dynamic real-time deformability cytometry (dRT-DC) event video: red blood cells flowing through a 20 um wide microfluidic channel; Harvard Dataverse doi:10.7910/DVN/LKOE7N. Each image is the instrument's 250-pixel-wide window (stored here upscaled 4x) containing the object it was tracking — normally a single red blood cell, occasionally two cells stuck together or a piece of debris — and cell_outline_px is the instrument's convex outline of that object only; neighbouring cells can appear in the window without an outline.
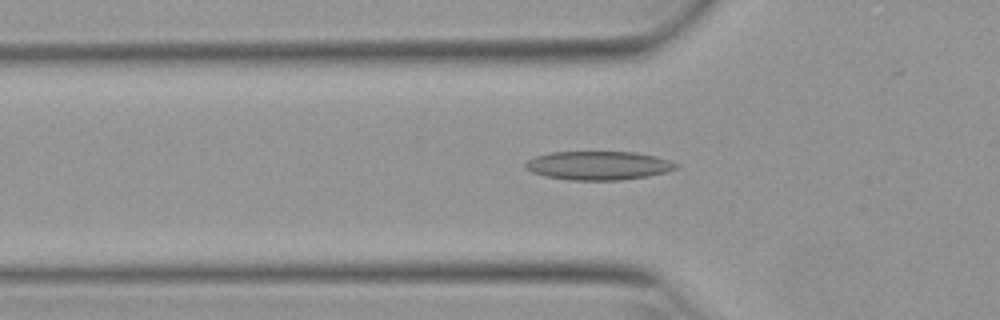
{"species": "Egyptian fruit bat (a non-hibernating species)", "species_latin": "Rousettus aegyptiacus", "temperature_condition": "warm", "stored_images_in_passage": 40, "camera_frame_rate_fps": 3000, "um_per_image_px": 0.085, "animal": {"sex": "female"}, "frame": {"image": 1, "passage_image": 6, "time_ms": 1.667, "image_size_px": [1000, 320], "cell_outline_px": [[680, 168], [668, 172], [648, 176], [620, 180], [568, 180], [544, 176], [532, 172], [524, 168], [524, 164], [528, 160], [536, 156], [552, 152], [636, 152], [656, 156], [680, 164]], "centroid_in_image_um": [50.9, 14.07], "position_along_channel_um": 74.9, "area_um2": 25.43}}
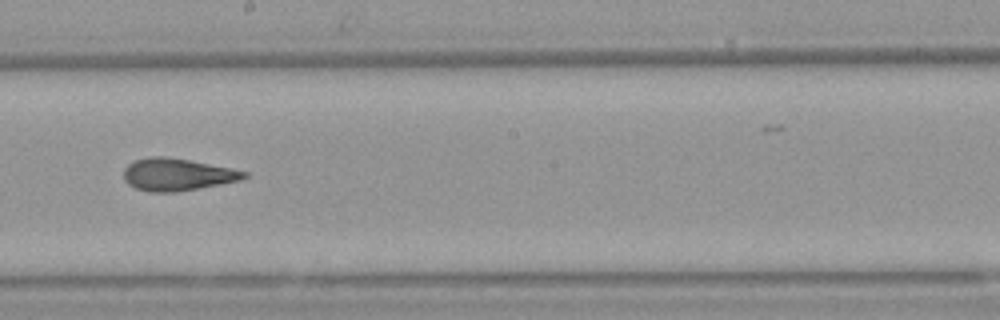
{"frame": {"image": 2, "passage_image": 18, "time_ms": 5.667, "image_size_px": [1000, 320], "cell_outline_px": [[248, 176], [240, 180], [200, 188], [176, 192], [148, 192], [136, 188], [128, 184], [124, 180], [124, 168], [132, 160], [152, 156], [164, 156], [188, 160], [232, 168], [248, 172]], "centroid_in_image_um": [15.04, 14.83], "position_along_channel_um": 233.2, "area_um2": 22.72}}
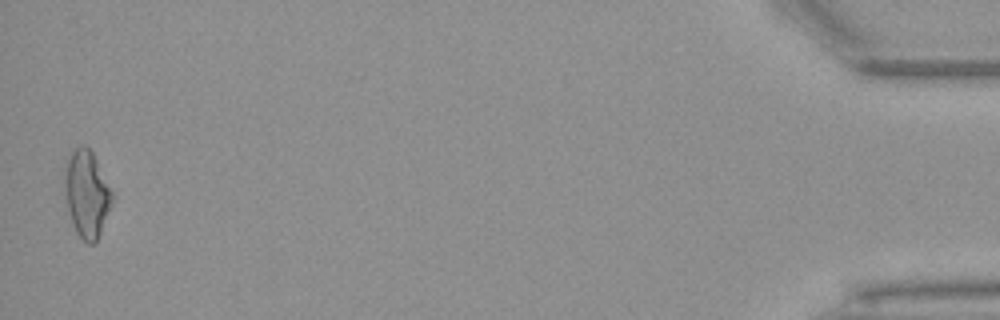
{"frame": {"image": 3, "passage_image": 40, "time_ms": 13.0, "image_size_px": [1000, 320], "cell_outline_px": [[112, 204], [100, 232], [96, 240], [92, 244], [88, 244], [76, 232], [64, 196], [64, 168], [72, 152], [76, 148], [84, 144], [92, 152], [112, 192]], "centroid_in_image_um": [7.35, 16.47], "position_along_channel_um": 427.8, "area_um2": 23.52}, "authors_computed_cell_mechanics": {"area_um2": 22.5709, "velocity_mm_per_s": 3.938, "shape_relaxation_time_tau1_ms": null, "shape_relaxation_time_tau2_ms": 2.5103, "deformation_change_tau1": null, "deformation_change_tau2": 0.1171}}